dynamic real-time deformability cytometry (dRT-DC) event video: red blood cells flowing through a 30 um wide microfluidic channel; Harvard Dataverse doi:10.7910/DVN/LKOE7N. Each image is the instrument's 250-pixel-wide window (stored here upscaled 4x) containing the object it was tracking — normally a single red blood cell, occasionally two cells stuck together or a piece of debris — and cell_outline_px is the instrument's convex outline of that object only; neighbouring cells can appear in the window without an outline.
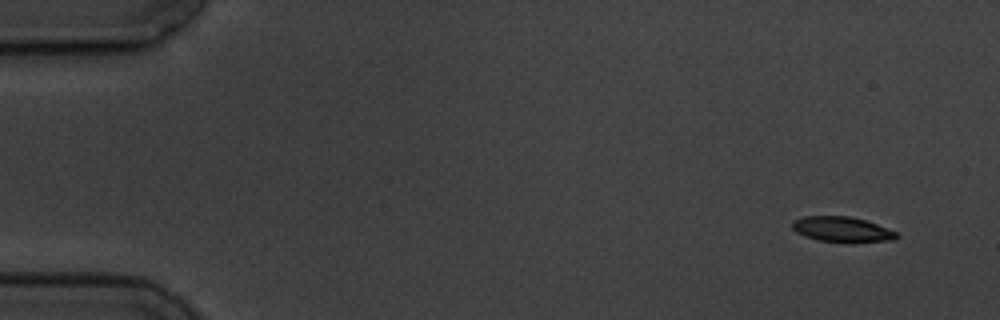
{"species": "common noctule bat (a hibernating species)", "species_latin": "Nyctalus noctula", "temperature_condition": "cold", "stored_images_in_passage": 8, "camera_frame_rate_fps": 3000, "um_per_image_px": 0.085, "animal": {"sex": "male", "body_mass_g": 19.5, "forearm_length_mm": 54.6}, "frame": {"image": 1, "passage_image": 1, "time_ms": 0.0, "image_size_px": [1000, 320], "cell_outline_px": [[896, 236], [892, 240], [820, 240], [804, 236], [796, 232], [792, 228], [792, 220], [804, 216], [848, 216], [864, 220], [876, 224], [896, 232]], "centroid_in_image_um": [71.45, 19.44], "position_along_channel_um": 13.5, "area_um2": 14.45}}
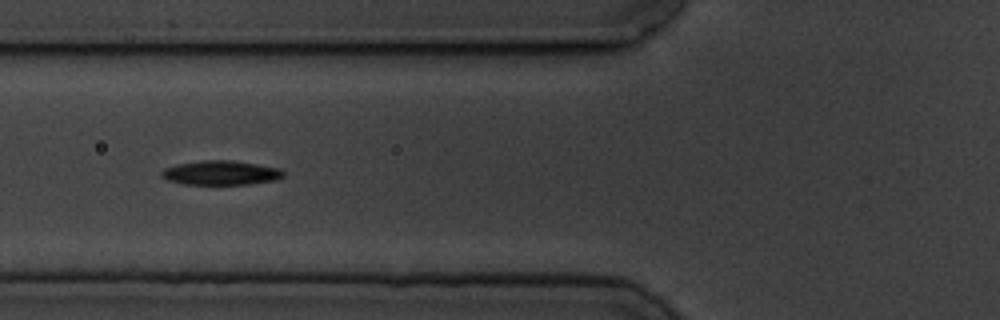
{"frame": {"image": 2, "passage_image": 6, "time_ms": 6.0, "image_size_px": [1000, 320], "cell_outline_px": [[284, 176], [276, 180], [248, 184], [184, 184], [168, 180], [160, 176], [160, 172], [164, 168], [176, 164], [204, 160], [232, 160], [280, 168], [284, 172]], "centroid_in_image_um": [18.76, 14.68], "position_along_channel_um": 107.0, "area_um2": 17.28}}
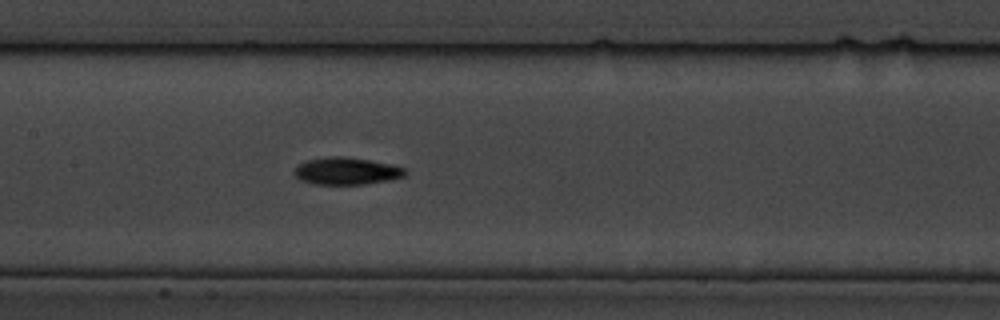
{"frame": {"image": 3, "passage_image": 8, "time_ms": 8.0, "image_size_px": [1000, 320], "cell_outline_px": [[408, 172], [404, 176], [388, 180], [364, 184], [312, 184], [300, 180], [292, 172], [300, 164], [308, 160], [332, 156], [344, 156], [392, 164], [404, 168]], "centroid_in_image_um": [29.45, 14.54], "position_along_channel_um": 177.9, "area_um2": 17.46}}